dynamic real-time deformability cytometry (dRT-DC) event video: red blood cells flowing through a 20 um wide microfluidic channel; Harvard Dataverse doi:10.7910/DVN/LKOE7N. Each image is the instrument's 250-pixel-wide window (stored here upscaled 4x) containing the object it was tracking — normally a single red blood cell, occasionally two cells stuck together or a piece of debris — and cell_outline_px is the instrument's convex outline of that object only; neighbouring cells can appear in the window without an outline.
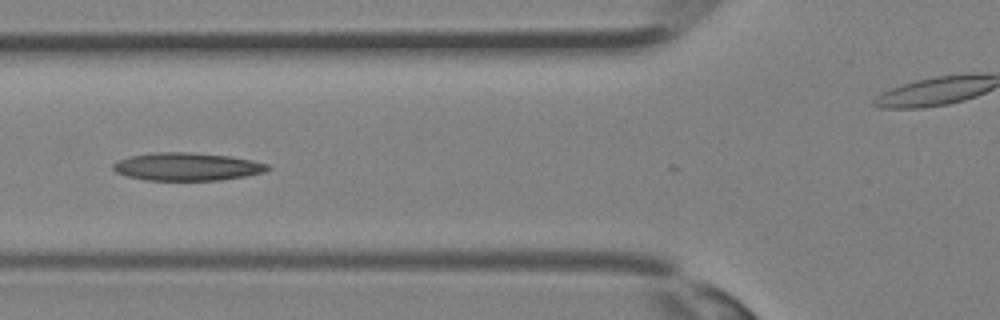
{"species": "Egyptian fruit bat (a non-hibernating species)", "species_latin": "Rousettus aegyptiacus", "temperature_condition": "room temperature", "stored_images_in_passage": 21, "camera_frame_rate_fps": 3000, "um_per_image_px": 0.085, "animal": {"sex": "female"}, "frame": {"image": 1, "passage_image": 4, "time_ms": 1.0, "image_size_px": [1000, 320], "cell_outline_px": [[272, 168], [264, 172], [244, 176], [220, 180], [144, 180], [128, 176], [116, 172], [112, 168], [112, 164], [128, 156], [152, 152], [192, 152], [232, 156], [252, 160], [268, 164]], "centroid_in_image_um": [15.9, 14.15], "position_along_channel_um": 109.9, "area_um2": 25.26}}
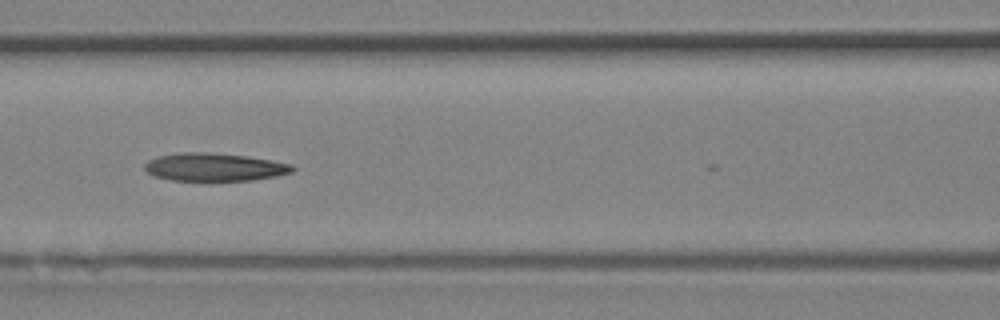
{"frame": {"image": 2, "passage_image": 6, "time_ms": 1.667, "image_size_px": [1000, 320], "cell_outline_px": [[296, 168], [292, 172], [276, 176], [252, 180], [204, 184], [172, 180], [156, 176], [148, 172], [144, 168], [144, 164], [148, 160], [156, 156], [180, 152], [200, 152], [248, 156], [292, 164]], "centroid_in_image_um": [18.2, 14.25], "position_along_channel_um": 148.4, "area_um2": 25.09}}
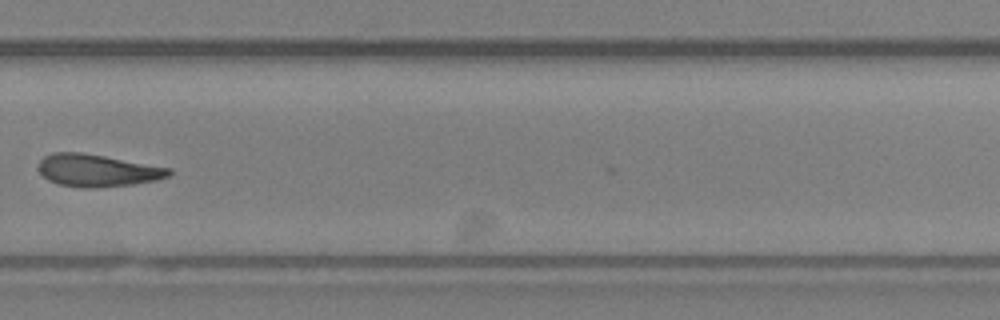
{"frame": {"image": 3, "passage_image": 15, "time_ms": 4.667, "image_size_px": [1000, 320], "cell_outline_px": [[172, 172], [168, 176], [156, 180], [132, 184], [92, 188], [84, 188], [56, 184], [48, 180], [36, 168], [40, 160], [44, 156], [52, 152], [80, 152], [104, 156], [172, 168]], "centroid_in_image_um": [8.23, 14.48], "position_along_channel_um": 321.6, "area_um2": 24.62}}